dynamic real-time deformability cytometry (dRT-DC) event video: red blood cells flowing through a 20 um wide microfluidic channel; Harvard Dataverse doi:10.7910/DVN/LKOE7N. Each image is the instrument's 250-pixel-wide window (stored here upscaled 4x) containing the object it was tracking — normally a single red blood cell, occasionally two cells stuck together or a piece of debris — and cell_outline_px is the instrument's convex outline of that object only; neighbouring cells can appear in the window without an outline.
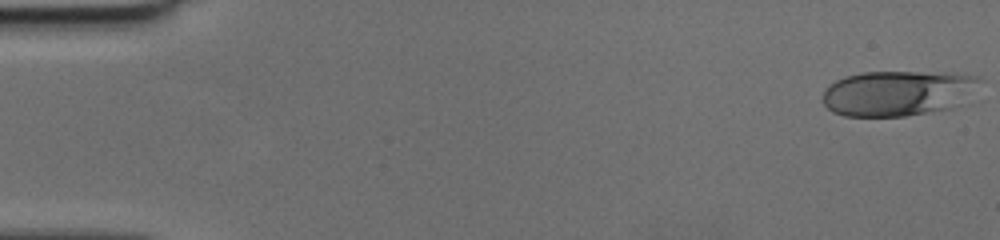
{"species": "human", "species_latin": "Homo sapiens", "temperature_condition": "cold", "stored_images_in_passage": 45, "camera_frame_rate_fps": 3000, "um_per_image_px": 0.085, "donor": {"sex": "female"}, "frame": {"image": 1, "passage_image": 1, "time_ms": 0.0, "image_size_px": [1000, 240], "cell_outline_px": [[984, 80], [952, 108], [932, 112], [904, 116], [844, 116], [832, 112], [824, 104], [824, 92], [828, 84], [836, 80], [848, 76], [864, 72], [916, 72], [980, 76]], "centroid_in_image_um": [76.26, 7.92], "position_along_channel_um": 8.7, "area_um2": 40.98}}
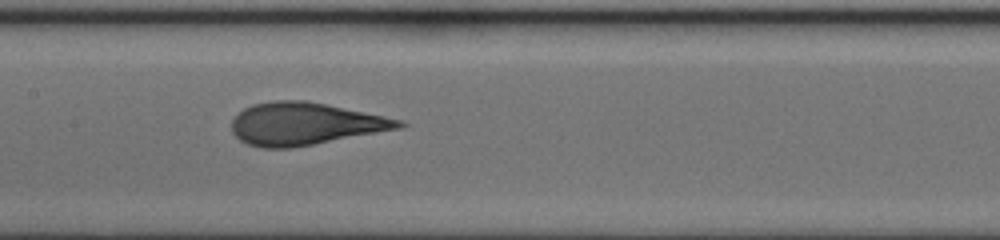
{"frame": {"image": 2, "passage_image": 25, "time_ms": 8.0, "image_size_px": [1000, 240], "cell_outline_px": [[408, 124], [404, 128], [292, 148], [260, 148], [248, 144], [240, 140], [232, 132], [232, 120], [244, 108], [252, 104], [272, 100], [304, 100], [404, 120]], "centroid_in_image_um": [25.94, 10.53], "position_along_channel_um": 181.5, "area_um2": 41.38}}
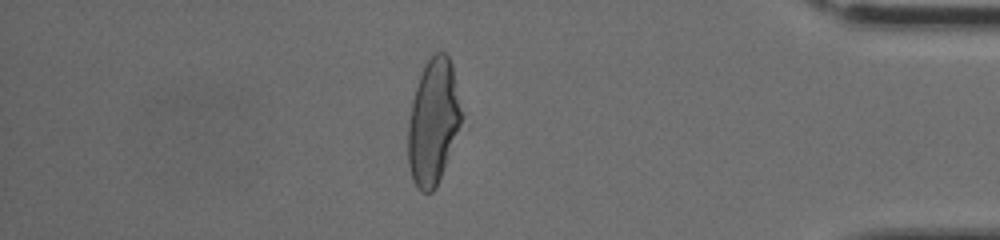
{"frame": {"image": 3, "passage_image": 43, "time_ms": 14.0, "image_size_px": [1000, 240], "cell_outline_px": [[468, 128], [436, 188], [432, 192], [420, 192], [412, 180], [408, 164], [408, 124], [412, 100], [420, 76], [428, 60], [436, 52], [444, 52], [448, 56], [452, 64]], "centroid_in_image_um": [36.95, 10.47], "position_along_channel_um": 398.3, "area_um2": 41.5}}